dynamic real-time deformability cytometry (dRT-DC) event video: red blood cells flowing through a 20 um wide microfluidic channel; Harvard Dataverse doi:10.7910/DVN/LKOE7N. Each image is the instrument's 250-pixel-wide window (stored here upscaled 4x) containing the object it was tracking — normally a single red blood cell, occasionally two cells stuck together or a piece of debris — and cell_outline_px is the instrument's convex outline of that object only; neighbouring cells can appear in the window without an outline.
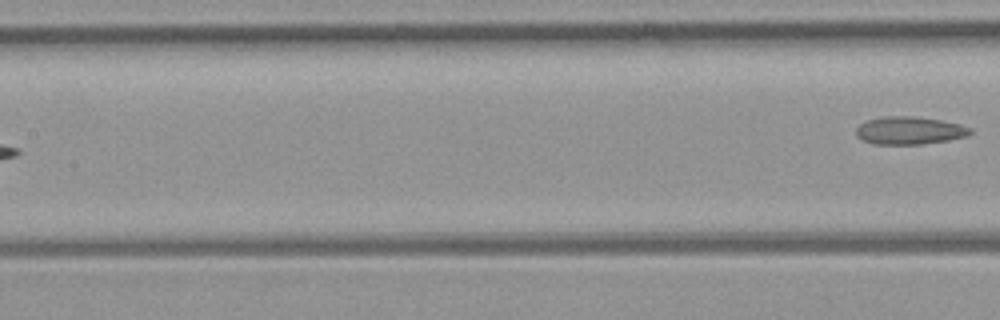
{"species": "common noctule bat (a hibernating species)", "species_latin": "Nyctalus noctula", "temperature_condition": "room temperature", "stored_images_in_passage": 8, "segment_of_instrument_passage": [2, 2], "camera_frame_rate_fps": 3000, "um_per_image_px": 0.085, "animal": {"sex": "female", "body_mass_g": 21.9}, "frame": {"image": 1, "passage_image": 8, "time_ms": 9.0, "image_size_px": [1000, 320], "cell_outline_px": [[972, 132], [964, 136], [948, 140], [920, 144], [876, 144], [864, 140], [856, 136], [856, 128], [860, 124], [868, 120], [884, 116], [912, 116], [940, 120], [960, 124], [972, 128]], "centroid_in_image_um": [77.29, 11.09], "position_along_channel_um": 130.1, "area_um2": 18.26}}